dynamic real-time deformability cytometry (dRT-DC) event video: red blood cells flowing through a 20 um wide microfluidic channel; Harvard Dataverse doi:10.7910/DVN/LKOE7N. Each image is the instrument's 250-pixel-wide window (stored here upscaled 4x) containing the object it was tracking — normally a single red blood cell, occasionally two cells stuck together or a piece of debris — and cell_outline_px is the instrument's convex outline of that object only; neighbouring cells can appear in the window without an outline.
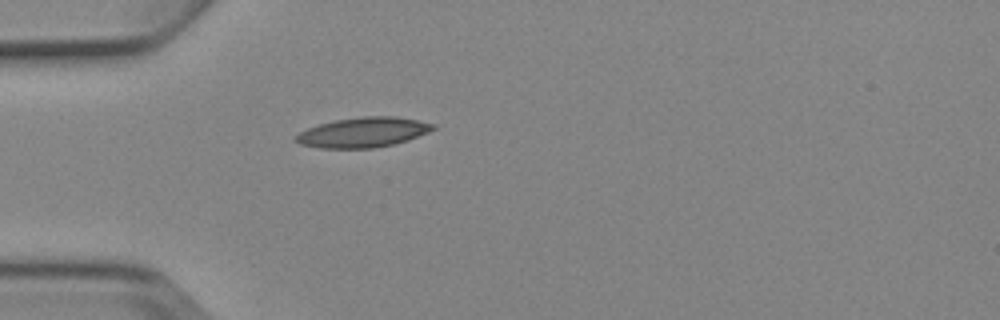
{"species": "Egyptian fruit bat (a non-hibernating species)", "species_latin": "Rousettus aegyptiacus", "temperature_condition": "cold", "stored_images_in_passage": 1, "camera_frame_rate_fps": 3000, "um_per_image_px": 0.085, "animal": {"sex": "female"}, "frame": {"image": 1, "passage_image": 1, "time_ms": 0.0, "image_size_px": [1000, 320], "cell_outline_px": [[436, 128], [428, 132], [408, 140], [392, 144], [372, 148], [320, 148], [300, 144], [292, 140], [292, 136], [308, 128], [320, 124], [336, 120], [360, 116], [396, 116], [436, 124]], "centroid_in_image_um": [30.83, 11.25], "position_along_channel_um": 54.2, "area_um2": 23.99}}